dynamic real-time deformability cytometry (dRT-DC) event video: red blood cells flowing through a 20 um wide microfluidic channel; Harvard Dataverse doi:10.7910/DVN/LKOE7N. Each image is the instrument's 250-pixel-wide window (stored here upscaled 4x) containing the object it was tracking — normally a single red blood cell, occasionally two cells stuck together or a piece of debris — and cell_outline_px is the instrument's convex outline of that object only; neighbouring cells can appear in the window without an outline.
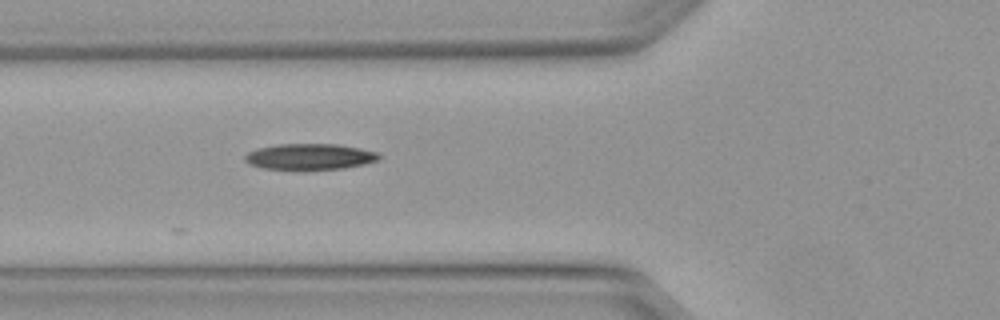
{"species": "Egyptian fruit bat (a non-hibernating species)", "species_latin": "Rousettus aegyptiacus", "temperature_condition": "warm", "stored_images_in_passage": 5, "camera_frame_rate_fps": 3000, "um_per_image_px": 0.085, "animal": {"sex": "female"}, "frame": {"image": 1, "passage_image": 5, "time_ms": 1.333, "image_size_px": [1000, 320], "cell_outline_px": [[380, 160], [364, 164], [344, 168], [300, 172], [264, 168], [248, 164], [244, 160], [244, 156], [248, 152], [256, 148], [276, 144], [340, 144], [360, 148], [376, 152], [380, 156]], "centroid_in_image_um": [26.29, 13.35], "position_along_channel_um": 99.5, "area_um2": 21.15}}